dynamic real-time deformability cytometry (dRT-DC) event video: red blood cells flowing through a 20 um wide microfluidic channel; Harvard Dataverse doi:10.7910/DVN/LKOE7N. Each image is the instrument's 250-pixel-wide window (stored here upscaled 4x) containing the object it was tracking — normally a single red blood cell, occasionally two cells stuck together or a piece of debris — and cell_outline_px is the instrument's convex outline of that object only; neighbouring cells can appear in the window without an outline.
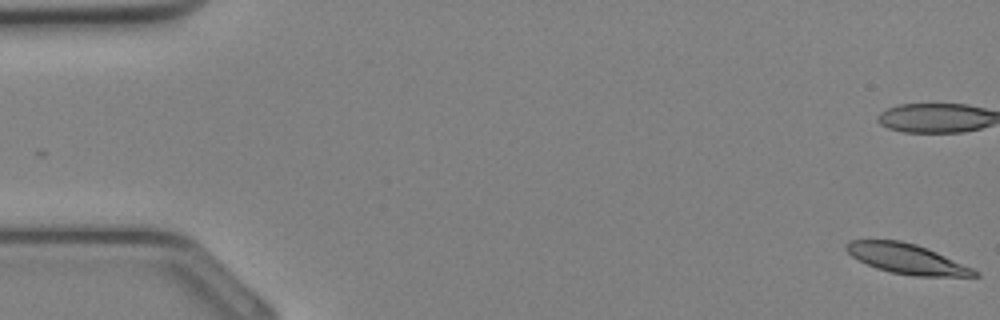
{"species": "Egyptian fruit bat (a non-hibernating species)", "species_latin": "Rousettus aegyptiacus", "temperature_condition": "cold", "stored_images_in_passage": 11, "camera_frame_rate_fps": 3000, "um_per_image_px": 0.085, "animal": {"sex": "female"}, "frame": {"image": 1, "passage_image": 1, "time_ms": 0.0, "image_size_px": [1000, 320], "cell_outline_px": [[980, 276], [912, 276], [892, 272], [876, 268], [852, 256], [844, 248], [844, 244], [848, 240], [900, 240], [916, 244], [936, 252], [972, 268], [980, 272]], "centroid_in_image_um": [77.05, 21.99], "position_along_channel_um": 7.9, "area_um2": 22.2}}